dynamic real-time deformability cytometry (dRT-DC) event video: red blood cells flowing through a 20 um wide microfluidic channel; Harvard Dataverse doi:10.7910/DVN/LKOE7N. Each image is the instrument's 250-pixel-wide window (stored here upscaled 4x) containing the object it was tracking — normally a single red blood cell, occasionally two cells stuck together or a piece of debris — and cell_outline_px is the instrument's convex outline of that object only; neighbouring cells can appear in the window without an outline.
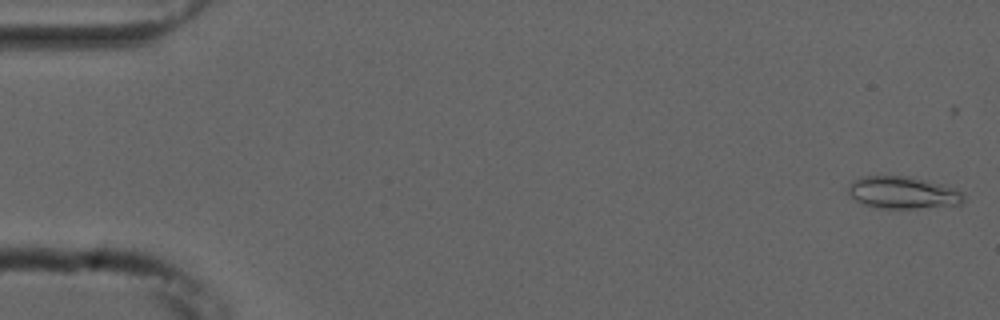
{"species": "common noctule bat (a hibernating species)", "species_latin": "Nyctalus noctula", "temperature_condition": "cold", "stored_images_in_passage": 54, "camera_frame_rate_fps": 3000, "um_per_image_px": 0.085, "animal": {"sex": "male", "forearm_length_mm": 52.5}, "frame": {"image": 1, "passage_image": 1, "time_ms": 0.0, "image_size_px": [1000, 320], "cell_outline_px": [[964, 200], [960, 204], [916, 208], [884, 208], [864, 204], [856, 200], [848, 192], [848, 188], [852, 180], [860, 176], [908, 176], [928, 180], [964, 192]], "centroid_in_image_um": [76.73, 16.35], "position_along_channel_um": 8.3, "area_um2": 21.44}}
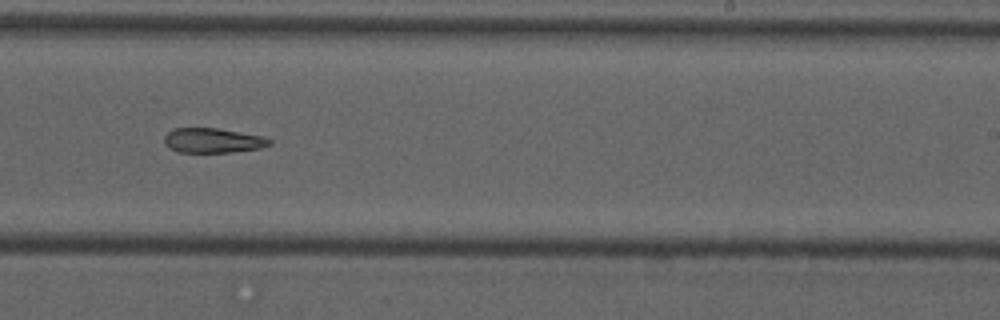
{"frame": {"image": 2, "passage_image": 33, "time_ms": 10.667, "image_size_px": [1000, 320], "cell_outline_px": [[272, 144], [260, 148], [232, 152], [180, 152], [168, 148], [164, 144], [164, 136], [168, 132], [176, 128], [216, 128], [260, 136], [272, 140]], "centroid_in_image_um": [18.06, 11.95], "position_along_channel_um": 270.9, "area_um2": 15.03}}
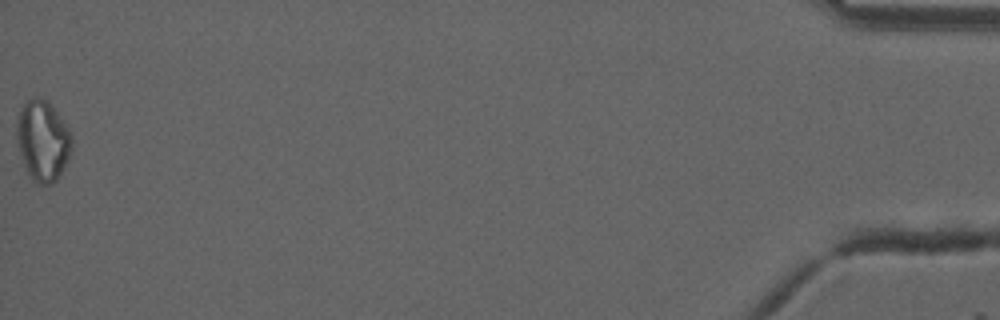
{"frame": {"image": 3, "passage_image": 54, "time_ms": 17.667, "image_size_px": [1000, 320], "cell_outline_px": [[72, 148], [60, 176], [52, 184], [40, 184], [32, 180], [24, 164], [20, 152], [16, 132], [16, 120], [24, 104], [28, 100], [36, 96], [48, 100], [52, 104], [68, 128], [72, 136]], "centroid_in_image_um": [3.65, 11.94], "position_along_channel_um": 431.6, "area_um2": 25.78}}